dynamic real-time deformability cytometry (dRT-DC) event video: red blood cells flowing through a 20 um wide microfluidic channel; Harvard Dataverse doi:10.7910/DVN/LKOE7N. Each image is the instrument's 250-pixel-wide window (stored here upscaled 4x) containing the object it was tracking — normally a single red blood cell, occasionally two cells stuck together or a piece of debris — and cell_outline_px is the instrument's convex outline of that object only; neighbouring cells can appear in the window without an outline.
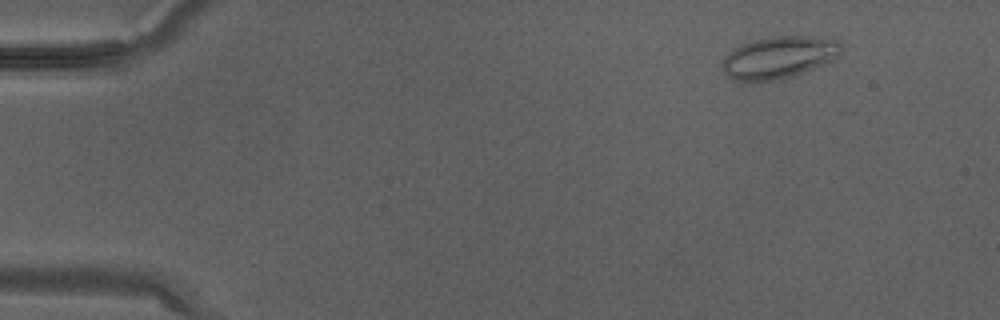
{"species": "Egyptian fruit bat (a non-hibernating species)", "species_latin": "Rousettus aegyptiacus", "temperature_condition": "warm", "stored_images_in_passage": 32, "camera_frame_rate_fps": 3000, "um_per_image_px": 0.085, "animal": {"sex": "male"}, "frame": {"image": 1, "passage_image": 1, "time_ms": 0.0, "image_size_px": [1000, 320], "cell_outline_px": [[840, 52], [832, 60], [812, 68], [776, 80], [736, 80], [728, 76], [724, 72], [720, 64], [732, 48], [740, 44], [772, 36], [812, 36], [836, 40], [840, 44]], "centroid_in_image_um": [66.15, 4.85], "position_along_channel_um": 18.9, "area_um2": 28.5}}
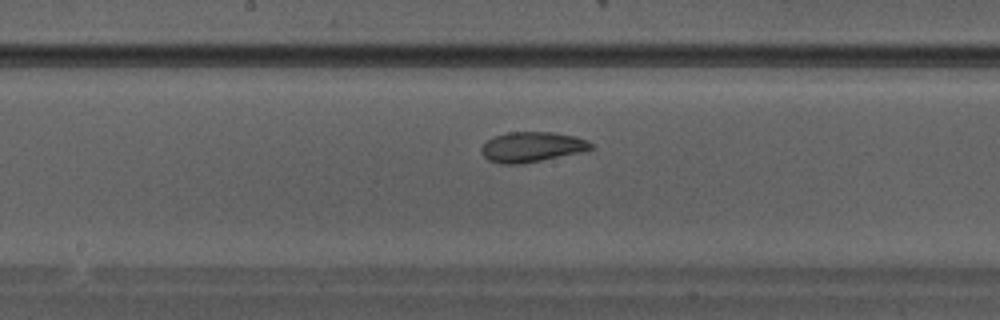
{"frame": {"image": 2, "passage_image": 16, "time_ms": 5.0, "image_size_px": [1000, 320], "cell_outline_px": [[596, 148], [580, 152], [520, 164], [500, 164], [488, 160], [480, 152], [480, 148], [488, 140], [496, 136], [508, 132], [552, 132], [576, 136], [588, 140]], "centroid_in_image_um": [45.21, 12.49], "position_along_channel_um": 203.0, "area_um2": 19.19}}
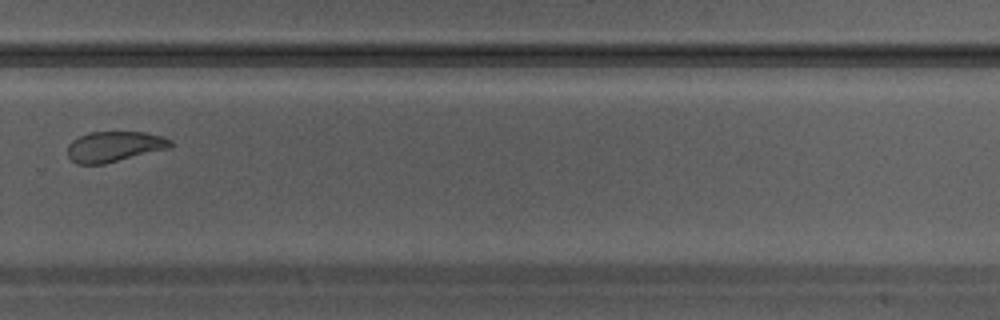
{"frame": {"image": 3, "passage_image": 22, "time_ms": 7.0, "image_size_px": [1000, 320], "cell_outline_px": [[172, 148], [104, 164], [76, 164], [68, 156], [68, 144], [72, 140], [88, 132], [144, 132], [160, 136], [172, 140]], "centroid_in_image_um": [9.73, 12.46], "position_along_channel_um": 320.1, "area_um2": 18.38}}